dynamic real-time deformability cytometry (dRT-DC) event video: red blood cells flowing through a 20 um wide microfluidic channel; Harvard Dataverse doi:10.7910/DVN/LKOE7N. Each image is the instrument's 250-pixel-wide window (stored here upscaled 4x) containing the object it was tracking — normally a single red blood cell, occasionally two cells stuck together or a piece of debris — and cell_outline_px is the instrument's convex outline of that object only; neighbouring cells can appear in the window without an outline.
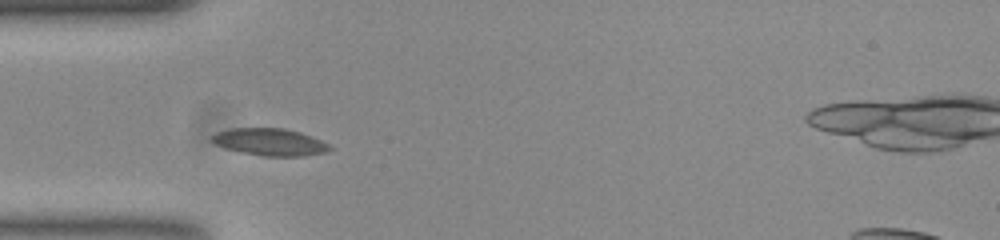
{"species": "common noctule bat (a hibernating species)", "species_latin": "Nyctalus noctula", "temperature_condition": "room temperature", "stored_images_in_passage": 34, "camera_frame_rate_fps": 3000, "um_per_image_px": 0.085, "animal": {"sex": "female", "body_mass_g": 23.0, "forearm_length_mm": 53.4}, "frame": {"image": 1, "passage_image": 2, "time_ms": 0.333, "image_size_px": [1000, 240], "cell_outline_px": [[332, 148], [324, 152], [304, 156], [264, 156], [224, 148], [216, 144], [212, 140], [212, 136], [216, 132], [232, 128], [284, 128], [300, 132], [320, 140], [328, 144]], "centroid_in_image_um": [22.93, 12.06], "position_along_channel_um": 62.1, "area_um2": 18.38}}
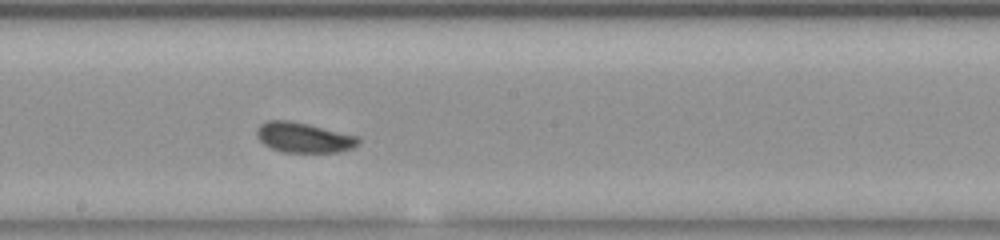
{"frame": {"image": 2, "passage_image": 15, "time_ms": 4.667, "image_size_px": [1000, 240], "cell_outline_px": [[360, 140], [352, 148], [336, 152], [280, 152], [264, 144], [256, 136], [256, 128], [260, 124], [268, 120], [288, 120], [356, 136]], "centroid_in_image_um": [25.73, 11.7], "position_along_channel_um": 222.5, "area_um2": 17.46}}
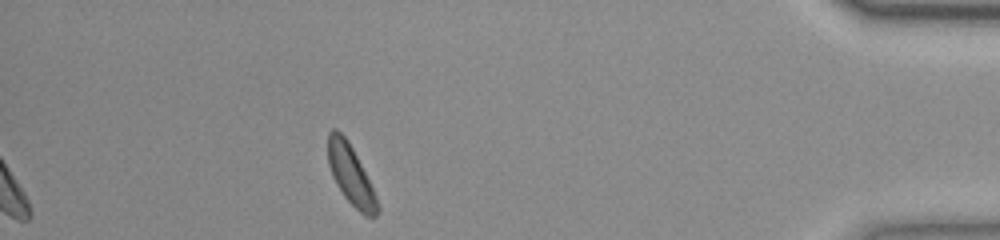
{"frame": {"image": 3, "passage_image": 34, "time_ms": 11.0, "image_size_px": [1000, 240], "cell_outline_px": [[380, 212], [376, 216], [364, 216], [344, 196], [336, 184], [332, 176], [328, 164], [328, 132], [332, 128], [336, 128], [348, 140], [372, 188], [380, 208]], "centroid_in_image_um": [29.79, 14.86], "position_along_channel_um": 405.4, "area_um2": 16.82}, "authors_computed_cell_mechanics": {"area_um2": 17.6868, "velocity_mm_per_s": 3.7259, "shape_relaxation_time_tau1_ms": 2.0096, "shape_relaxation_time_tau2_ms": 4.078, "deformation_change_tau1": 0.0851, "deformation_change_tau2": 0.0909}}